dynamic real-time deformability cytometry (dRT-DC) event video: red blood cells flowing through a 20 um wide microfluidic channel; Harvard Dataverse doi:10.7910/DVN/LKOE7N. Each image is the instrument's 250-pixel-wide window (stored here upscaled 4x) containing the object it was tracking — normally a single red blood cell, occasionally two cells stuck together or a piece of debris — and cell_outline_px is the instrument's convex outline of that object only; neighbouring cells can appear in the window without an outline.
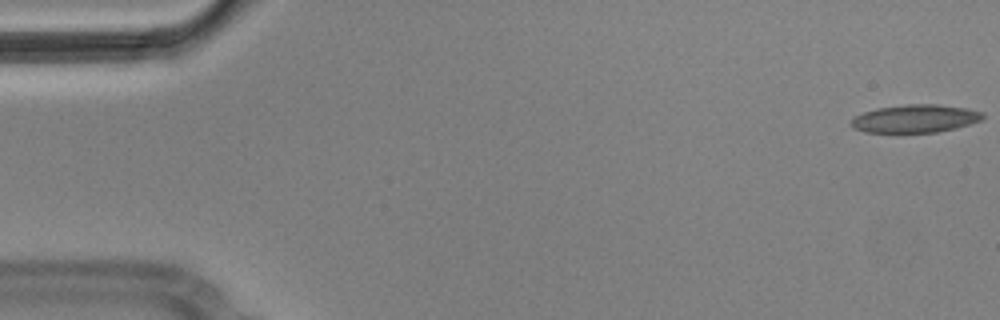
{"species": "Egyptian fruit bat (a non-hibernating species)", "species_latin": "Rousettus aegyptiacus", "temperature_condition": "cold", "stored_images_in_passage": 5, "camera_frame_rate_fps": 3000, "um_per_image_px": 0.085, "animal": {"sex": "male"}, "frame": {"image": 1, "passage_image": 1, "time_ms": 0.0, "image_size_px": [1000, 320], "cell_outline_px": [[984, 120], [956, 128], [936, 132], [864, 132], [852, 128], [852, 120], [856, 116], [864, 112], [880, 108], [908, 104], [936, 104], [968, 108], [984, 112]], "centroid_in_image_um": [77.86, 10.08], "position_along_channel_um": 7.1, "area_um2": 21.39}}
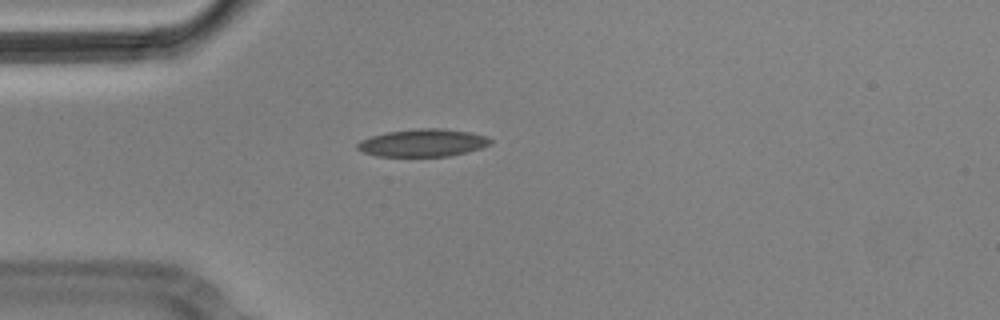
{"frame": {"image": 2, "passage_image": 5, "time_ms": 1.333, "image_size_px": [1000, 320], "cell_outline_px": [[492, 144], [468, 152], [448, 156], [376, 156], [364, 152], [356, 148], [356, 144], [360, 140], [384, 132], [420, 128], [440, 128], [472, 132], [488, 136], [492, 140]], "centroid_in_image_um": [35.97, 12.13], "position_along_channel_um": 49.0, "area_um2": 21.56}}